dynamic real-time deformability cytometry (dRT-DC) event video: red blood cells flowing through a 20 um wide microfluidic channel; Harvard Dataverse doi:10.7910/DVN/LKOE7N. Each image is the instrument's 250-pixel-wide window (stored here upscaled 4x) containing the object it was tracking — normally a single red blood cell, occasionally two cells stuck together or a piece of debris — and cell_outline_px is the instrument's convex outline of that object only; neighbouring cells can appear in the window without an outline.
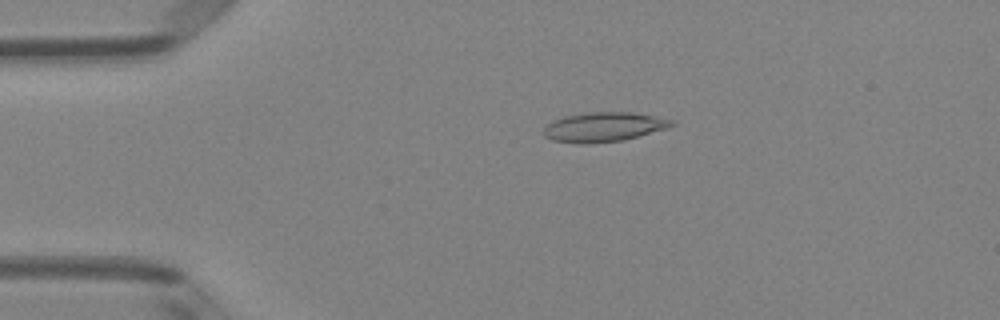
{"species": "Egyptian fruit bat (a non-hibernating species)", "species_latin": "Rousettus aegyptiacus", "temperature_condition": "room temperature", "stored_images_in_passage": 49, "camera_frame_rate_fps": 3000, "um_per_image_px": 0.085, "animal": {"sex": "female"}, "frame": {"image": 1, "passage_image": 10, "time_ms": 3.0, "image_size_px": [1000, 320], "cell_outline_px": [[676, 124], [668, 128], [624, 140], [588, 144], [576, 144], [552, 140], [544, 136], [544, 128], [552, 120], [564, 116], [588, 112], [632, 112], [672, 120]], "centroid_in_image_um": [51.29, 10.8], "position_along_channel_um": 33.7, "area_um2": 22.08}}
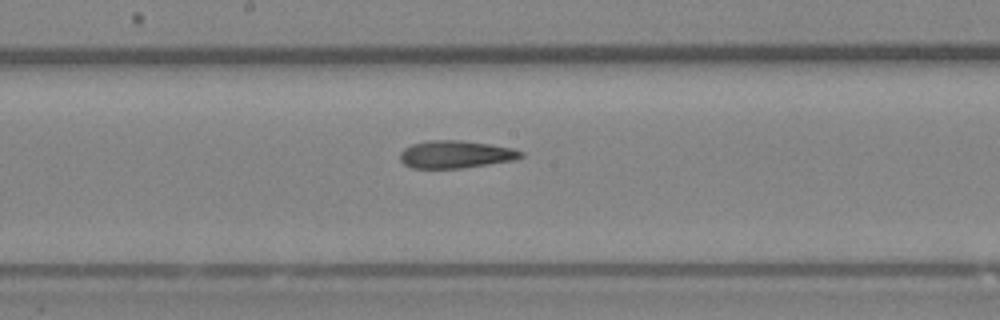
{"frame": {"image": 2, "passage_image": 26, "time_ms": 8.333, "image_size_px": [1000, 320], "cell_outline_px": [[524, 156], [516, 160], [460, 168], [412, 168], [404, 164], [400, 160], [400, 152], [404, 148], [412, 144], [432, 140], [460, 140], [488, 144], [512, 148], [524, 152]], "centroid_in_image_um": [38.74, 13.12], "position_along_channel_um": 209.5, "area_um2": 19.36}}
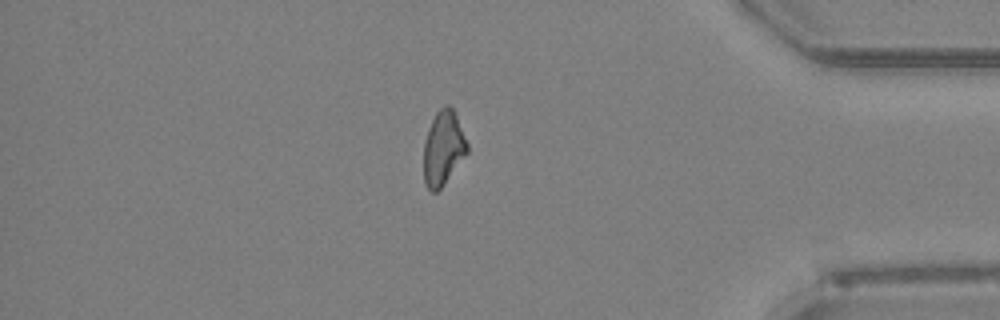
{"frame": {"image": 3, "passage_image": 42, "time_ms": 13.667, "image_size_px": [1000, 320], "cell_outline_px": [[468, 152], [444, 184], [436, 192], [432, 192], [424, 184], [424, 140], [428, 128], [436, 112], [444, 104], [448, 104], [452, 108], [456, 116], [468, 144]], "centroid_in_image_um": [37.66, 12.58], "position_along_channel_um": 397.5, "area_um2": 18.79}, "authors_computed_cell_mechanics": {"area_um2": 19.652, "velocity_mm_per_s": 4.1163, "shape_relaxation_time_tau1_ms": null, "shape_relaxation_time_tau2_ms": 4.3775, "deformation_change_tau1": null, "deformation_change_tau2": 0.1521}}